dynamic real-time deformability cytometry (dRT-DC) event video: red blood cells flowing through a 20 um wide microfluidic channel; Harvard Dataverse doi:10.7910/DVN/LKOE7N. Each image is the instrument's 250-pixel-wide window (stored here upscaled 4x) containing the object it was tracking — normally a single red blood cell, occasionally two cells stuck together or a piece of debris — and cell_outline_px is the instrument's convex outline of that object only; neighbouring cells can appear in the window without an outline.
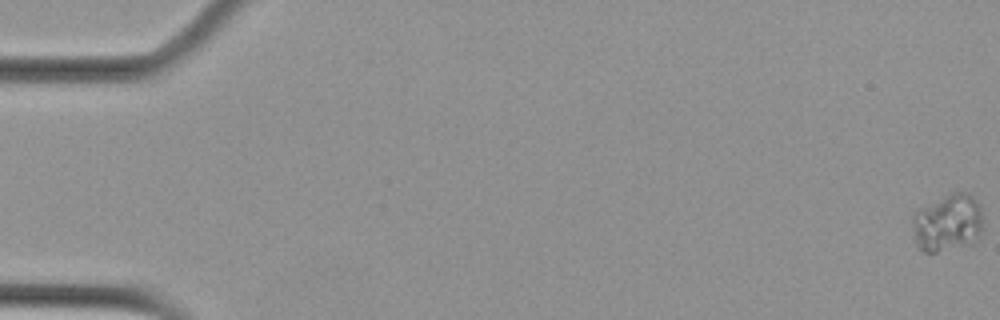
{"species": "Egyptian fruit bat (a non-hibernating species)", "species_latin": "Rousettus aegyptiacus", "temperature_condition": "cold", "stored_images_in_passage": 59, "camera_frame_rate_fps": 3000, "um_per_image_px": 0.085, "animal": {"sex": "female"}, "frame": {"image": 1, "passage_image": 1, "time_ms": 0.0, "image_size_px": [1000, 320], "cell_outline_px": [[984, 220], [980, 232], [976, 240], [972, 244], [936, 252], [924, 252], [916, 244], [912, 216], [912, 212], [916, 208], [948, 192], [968, 192], [980, 204]], "centroid_in_image_um": [80.55, 18.89], "position_along_channel_um": 4.4, "area_um2": 24.33}}
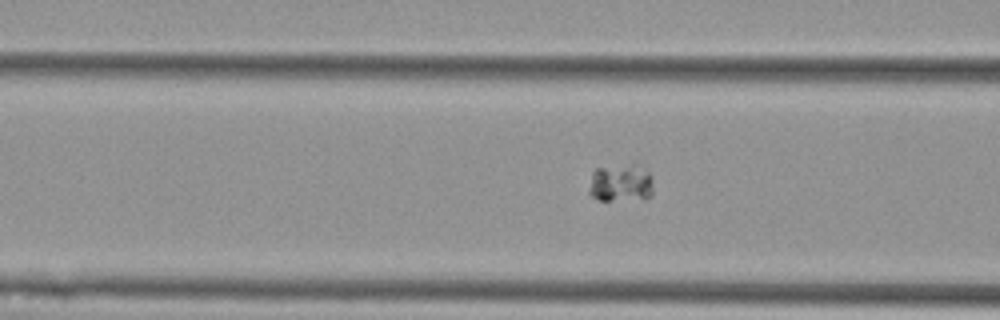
{"frame": {"image": 2, "passage_image": 24, "time_ms": 7.667, "image_size_px": [1000, 320], "cell_outline_px": [[652, 196], [644, 200], [600, 200], [592, 196], [588, 192], [592, 172], [596, 168], [632, 164], [644, 168], [652, 176]], "centroid_in_image_um": [52.79, 15.58], "position_along_channel_um": 113.8, "area_um2": 14.39}}
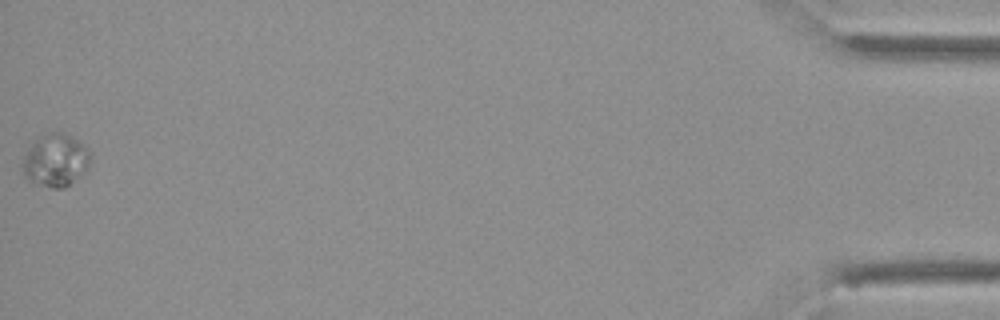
{"frame": {"image": 3, "passage_image": 59, "time_ms": 19.333, "image_size_px": [1000, 320], "cell_outline_px": [[92, 152], [88, 164], [84, 172], [64, 188], [48, 188], [28, 180], [24, 176], [24, 160], [36, 136], [48, 132], [64, 132], [72, 136]], "centroid_in_image_um": [4.74, 13.6], "position_along_channel_um": 430.5, "area_um2": 20.63}}